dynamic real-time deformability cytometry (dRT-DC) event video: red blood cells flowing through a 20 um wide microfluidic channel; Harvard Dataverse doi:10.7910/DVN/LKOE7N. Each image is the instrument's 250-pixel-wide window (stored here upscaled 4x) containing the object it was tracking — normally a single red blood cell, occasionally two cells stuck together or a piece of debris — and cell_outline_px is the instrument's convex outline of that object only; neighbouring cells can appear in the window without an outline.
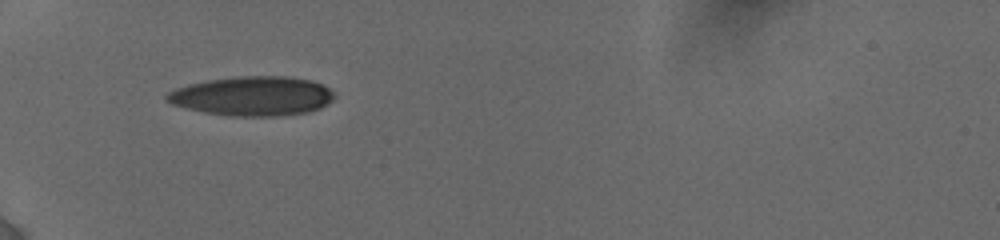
{"species": "human", "species_latin": "Homo sapiens", "temperature_condition": "cold", "stored_images_in_passage": 54, "camera_frame_rate_fps": 3000, "um_per_image_px": 0.085, "donor": {"sex": "female"}, "frame": {"image": 1, "passage_image": 1, "time_ms": 0.0, "image_size_px": [1000, 240], "cell_outline_px": [[336, 96], [328, 104], [320, 108], [304, 112], [280, 116], [228, 116], [204, 112], [172, 104], [164, 100], [164, 96], [168, 92], [176, 88], [188, 84], [208, 80], [240, 76], [288, 76], [312, 80], [324, 84]], "centroid_in_image_um": [21.46, 8.16], "position_along_channel_um": 63.5, "area_um2": 38.55}}
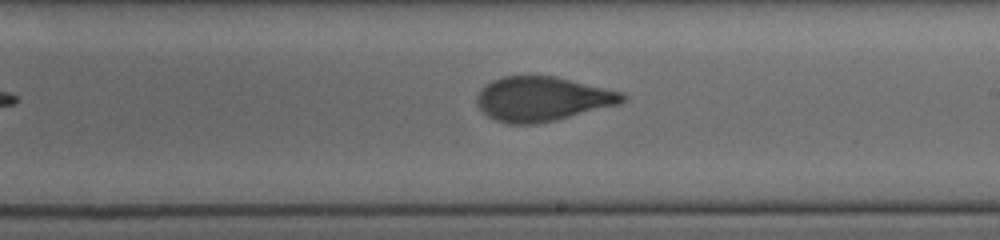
{"frame": {"image": 2, "passage_image": 25, "time_ms": 5.0, "image_size_px": [1000, 240], "cell_outline_px": [[628, 96], [620, 104], [556, 120], [536, 124], [508, 124], [496, 120], [488, 116], [476, 104], [476, 96], [480, 88], [492, 80], [504, 76], [556, 76], [620, 92]], "centroid_in_image_um": [46.06, 8.41], "position_along_channel_um": 242.9, "area_um2": 37.69}}
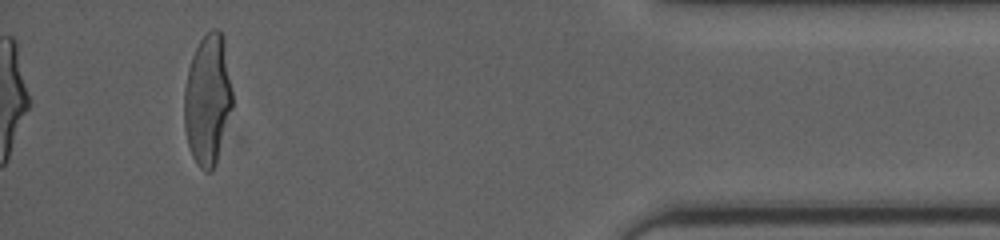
{"frame": {"image": 3, "passage_image": 54, "time_ms": 10.667, "image_size_px": [1000, 240], "cell_outline_px": [[232, 108], [216, 164], [212, 172], [204, 172], [196, 164], [192, 156], [188, 144], [184, 128], [184, 88], [188, 68], [192, 56], [200, 40], [212, 28], [216, 28], [224, 36], [232, 92]], "centroid_in_image_um": [17.65, 8.49], "position_along_channel_um": 417.6, "area_um2": 36.99}, "authors_computed_cell_mechanics": {"area_um2": 37.859, "velocity_mm_per_s": 3.8599, "shape_relaxation_time_tau1_ms": 5.0403, "shape_relaxation_time_tau2_ms": 1.1432, "deformation_change_tau1": 0.2053, "deformation_change_tau2": 0.0761}}